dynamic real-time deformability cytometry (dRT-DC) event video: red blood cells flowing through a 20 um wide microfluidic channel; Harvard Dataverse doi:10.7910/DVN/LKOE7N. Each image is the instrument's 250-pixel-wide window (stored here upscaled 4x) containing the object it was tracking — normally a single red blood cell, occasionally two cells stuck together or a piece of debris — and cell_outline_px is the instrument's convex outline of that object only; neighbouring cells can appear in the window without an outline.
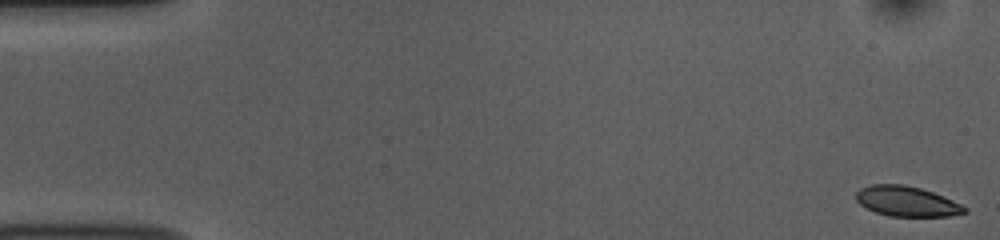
{"species": "common noctule bat (a hibernating species)", "species_latin": "Nyctalus noctula", "temperature_condition": "room temperature", "stored_images_in_passage": 53, "camera_frame_rate_fps": 3000, "um_per_image_px": 0.085, "animal": {"sex": "female", "body_mass_g": 10.0, "forearm_length_mm": 53.1}, "frame": {"image": 1, "passage_image": 1, "time_ms": 0.0, "image_size_px": [1000, 240], "cell_outline_px": [[968, 212], [948, 216], [888, 216], [876, 212], [860, 204], [856, 200], [856, 192], [860, 188], [872, 184], [904, 184], [920, 188], [932, 192], [952, 200], [968, 208]], "centroid_in_image_um": [77.06, 17.11], "position_along_channel_um": 7.9, "area_um2": 18.96}}
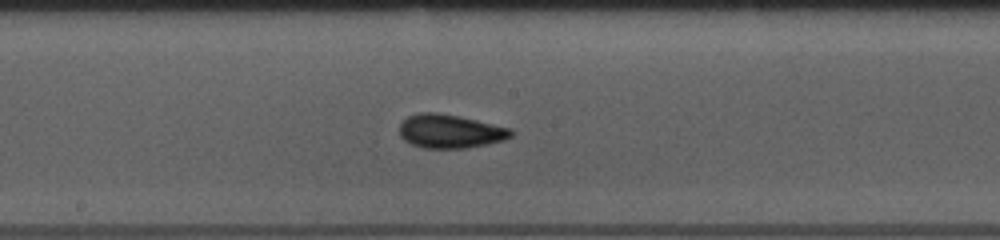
{"frame": {"image": 2, "passage_image": 28, "time_ms": 9.0, "image_size_px": [1000, 240], "cell_outline_px": [[512, 136], [504, 140], [488, 144], [468, 148], [424, 148], [412, 144], [404, 140], [400, 136], [400, 124], [408, 116], [416, 112], [436, 112], [476, 120], [512, 128]], "centroid_in_image_um": [38.26, 11.16], "position_along_channel_um": 209.9, "area_um2": 21.91}}
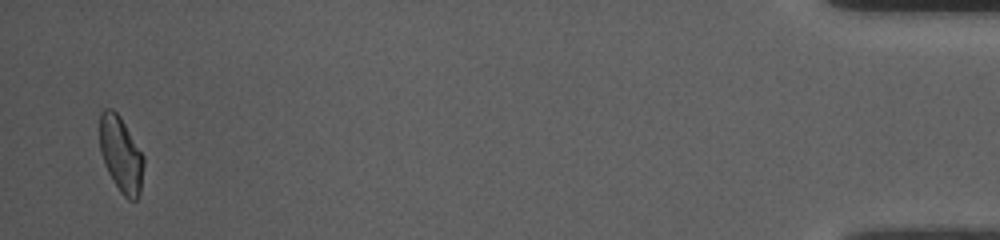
{"frame": {"image": 3, "passage_image": 52, "time_ms": 17.0, "image_size_px": [1000, 240], "cell_outline_px": [[144, 164], [140, 192], [136, 200], [128, 200], [120, 192], [112, 180], [104, 164], [100, 152], [100, 112], [104, 108], [112, 108], [120, 116], [144, 156]], "centroid_in_image_um": [10.27, 13.12], "position_along_channel_um": 424.9, "area_um2": 19.48}, "authors_computed_cell_mechanics": {"area_um2": 20.2878, "velocity_mm_per_s": 3.75, "shape_relaxation_time_tau1_ms": 5.4514, "shape_relaxation_time_tau2_ms": 2.3938, "deformation_change_tau1": 0.1409, "deformation_change_tau2": 0.0768}}